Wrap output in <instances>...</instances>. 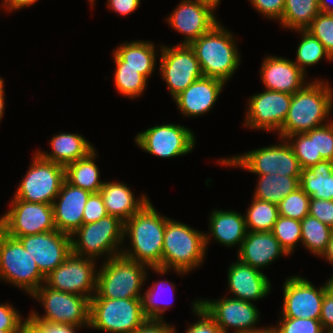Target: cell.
I'll return each instance as SVG.
<instances>
[{
  "mask_svg": "<svg viewBox=\"0 0 333 333\" xmlns=\"http://www.w3.org/2000/svg\"><path fill=\"white\" fill-rule=\"evenodd\" d=\"M45 311L43 316L35 310L30 316L36 322L69 324L89 328L90 300L77 294L54 290L43 283L32 295Z\"/></svg>",
  "mask_w": 333,
  "mask_h": 333,
  "instance_id": "obj_10",
  "label": "cell"
},
{
  "mask_svg": "<svg viewBox=\"0 0 333 333\" xmlns=\"http://www.w3.org/2000/svg\"><path fill=\"white\" fill-rule=\"evenodd\" d=\"M22 315L9 303L0 304V330H20Z\"/></svg>",
  "mask_w": 333,
  "mask_h": 333,
  "instance_id": "obj_49",
  "label": "cell"
},
{
  "mask_svg": "<svg viewBox=\"0 0 333 333\" xmlns=\"http://www.w3.org/2000/svg\"><path fill=\"white\" fill-rule=\"evenodd\" d=\"M45 279L22 243L0 229V280L32 295Z\"/></svg>",
  "mask_w": 333,
  "mask_h": 333,
  "instance_id": "obj_9",
  "label": "cell"
},
{
  "mask_svg": "<svg viewBox=\"0 0 333 333\" xmlns=\"http://www.w3.org/2000/svg\"><path fill=\"white\" fill-rule=\"evenodd\" d=\"M225 84L222 80L203 76L173 100L185 117H198L212 110Z\"/></svg>",
  "mask_w": 333,
  "mask_h": 333,
  "instance_id": "obj_24",
  "label": "cell"
},
{
  "mask_svg": "<svg viewBox=\"0 0 333 333\" xmlns=\"http://www.w3.org/2000/svg\"><path fill=\"white\" fill-rule=\"evenodd\" d=\"M134 139L146 153L166 159L189 154L196 144L194 132L172 123L155 125L139 132Z\"/></svg>",
  "mask_w": 333,
  "mask_h": 333,
  "instance_id": "obj_15",
  "label": "cell"
},
{
  "mask_svg": "<svg viewBox=\"0 0 333 333\" xmlns=\"http://www.w3.org/2000/svg\"><path fill=\"white\" fill-rule=\"evenodd\" d=\"M89 2H90V5H91V6H94V5H95V0H89Z\"/></svg>",
  "mask_w": 333,
  "mask_h": 333,
  "instance_id": "obj_64",
  "label": "cell"
},
{
  "mask_svg": "<svg viewBox=\"0 0 333 333\" xmlns=\"http://www.w3.org/2000/svg\"><path fill=\"white\" fill-rule=\"evenodd\" d=\"M299 187L311 198L333 200V161L301 169Z\"/></svg>",
  "mask_w": 333,
  "mask_h": 333,
  "instance_id": "obj_30",
  "label": "cell"
},
{
  "mask_svg": "<svg viewBox=\"0 0 333 333\" xmlns=\"http://www.w3.org/2000/svg\"><path fill=\"white\" fill-rule=\"evenodd\" d=\"M279 139L280 144L258 148L229 158H221L217 163L226 167H240L255 175L278 174L300 177L301 167L291 146L285 138L279 137Z\"/></svg>",
  "mask_w": 333,
  "mask_h": 333,
  "instance_id": "obj_8",
  "label": "cell"
},
{
  "mask_svg": "<svg viewBox=\"0 0 333 333\" xmlns=\"http://www.w3.org/2000/svg\"><path fill=\"white\" fill-rule=\"evenodd\" d=\"M166 20L170 27L184 35V40L179 44L186 45L204 35L219 22L214 10L198 0L180 1Z\"/></svg>",
  "mask_w": 333,
  "mask_h": 333,
  "instance_id": "obj_20",
  "label": "cell"
},
{
  "mask_svg": "<svg viewBox=\"0 0 333 333\" xmlns=\"http://www.w3.org/2000/svg\"><path fill=\"white\" fill-rule=\"evenodd\" d=\"M277 325L269 328L273 333H326L320 320L302 318H279Z\"/></svg>",
  "mask_w": 333,
  "mask_h": 333,
  "instance_id": "obj_43",
  "label": "cell"
},
{
  "mask_svg": "<svg viewBox=\"0 0 333 333\" xmlns=\"http://www.w3.org/2000/svg\"><path fill=\"white\" fill-rule=\"evenodd\" d=\"M331 276L332 277H330L329 282H330L331 287L333 288V274H331Z\"/></svg>",
  "mask_w": 333,
  "mask_h": 333,
  "instance_id": "obj_62",
  "label": "cell"
},
{
  "mask_svg": "<svg viewBox=\"0 0 333 333\" xmlns=\"http://www.w3.org/2000/svg\"><path fill=\"white\" fill-rule=\"evenodd\" d=\"M320 322L322 327L327 332L333 329V288L330 287L324 294Z\"/></svg>",
  "mask_w": 333,
  "mask_h": 333,
  "instance_id": "obj_50",
  "label": "cell"
},
{
  "mask_svg": "<svg viewBox=\"0 0 333 333\" xmlns=\"http://www.w3.org/2000/svg\"><path fill=\"white\" fill-rule=\"evenodd\" d=\"M175 286L176 285L174 283L172 284L171 281L169 282L168 280H161L153 282V285L144 291L142 296V303L144 314L148 319L164 320L163 314L169 307H171L172 302H169V300L165 301V298L162 299V297L166 292L168 293L167 296L170 295V301H172L174 291L176 290Z\"/></svg>",
  "mask_w": 333,
  "mask_h": 333,
  "instance_id": "obj_35",
  "label": "cell"
},
{
  "mask_svg": "<svg viewBox=\"0 0 333 333\" xmlns=\"http://www.w3.org/2000/svg\"><path fill=\"white\" fill-rule=\"evenodd\" d=\"M280 256L288 254L271 231H248L237 252L238 260L259 270H263Z\"/></svg>",
  "mask_w": 333,
  "mask_h": 333,
  "instance_id": "obj_25",
  "label": "cell"
},
{
  "mask_svg": "<svg viewBox=\"0 0 333 333\" xmlns=\"http://www.w3.org/2000/svg\"><path fill=\"white\" fill-rule=\"evenodd\" d=\"M156 47L151 41L134 40L123 42L113 51L116 68H132L138 70L147 80L156 68Z\"/></svg>",
  "mask_w": 333,
  "mask_h": 333,
  "instance_id": "obj_28",
  "label": "cell"
},
{
  "mask_svg": "<svg viewBox=\"0 0 333 333\" xmlns=\"http://www.w3.org/2000/svg\"><path fill=\"white\" fill-rule=\"evenodd\" d=\"M310 198L300 187L297 188L280 201L279 215L301 221L309 215Z\"/></svg>",
  "mask_w": 333,
  "mask_h": 333,
  "instance_id": "obj_41",
  "label": "cell"
},
{
  "mask_svg": "<svg viewBox=\"0 0 333 333\" xmlns=\"http://www.w3.org/2000/svg\"><path fill=\"white\" fill-rule=\"evenodd\" d=\"M192 312L198 316L197 322L187 326L185 333H223L222 329L216 322L206 313V311L198 305V300H193ZM176 333V328H175Z\"/></svg>",
  "mask_w": 333,
  "mask_h": 333,
  "instance_id": "obj_45",
  "label": "cell"
},
{
  "mask_svg": "<svg viewBox=\"0 0 333 333\" xmlns=\"http://www.w3.org/2000/svg\"><path fill=\"white\" fill-rule=\"evenodd\" d=\"M46 277L72 253L71 235L57 229L17 238Z\"/></svg>",
  "mask_w": 333,
  "mask_h": 333,
  "instance_id": "obj_19",
  "label": "cell"
},
{
  "mask_svg": "<svg viewBox=\"0 0 333 333\" xmlns=\"http://www.w3.org/2000/svg\"><path fill=\"white\" fill-rule=\"evenodd\" d=\"M233 32L220 22L189 45L199 61L204 77L227 83L240 65V53Z\"/></svg>",
  "mask_w": 333,
  "mask_h": 333,
  "instance_id": "obj_4",
  "label": "cell"
},
{
  "mask_svg": "<svg viewBox=\"0 0 333 333\" xmlns=\"http://www.w3.org/2000/svg\"><path fill=\"white\" fill-rule=\"evenodd\" d=\"M168 217L160 215L151 201L124 222L123 237L131 244L122 249L121 255L149 268H161L164 231Z\"/></svg>",
  "mask_w": 333,
  "mask_h": 333,
  "instance_id": "obj_1",
  "label": "cell"
},
{
  "mask_svg": "<svg viewBox=\"0 0 333 333\" xmlns=\"http://www.w3.org/2000/svg\"><path fill=\"white\" fill-rule=\"evenodd\" d=\"M262 333H273V331L268 327L264 332Z\"/></svg>",
  "mask_w": 333,
  "mask_h": 333,
  "instance_id": "obj_63",
  "label": "cell"
},
{
  "mask_svg": "<svg viewBox=\"0 0 333 333\" xmlns=\"http://www.w3.org/2000/svg\"><path fill=\"white\" fill-rule=\"evenodd\" d=\"M175 327L169 325L164 320H151L148 319L143 325L137 328L132 333H175Z\"/></svg>",
  "mask_w": 333,
  "mask_h": 333,
  "instance_id": "obj_51",
  "label": "cell"
},
{
  "mask_svg": "<svg viewBox=\"0 0 333 333\" xmlns=\"http://www.w3.org/2000/svg\"><path fill=\"white\" fill-rule=\"evenodd\" d=\"M327 333H333V329L328 330Z\"/></svg>",
  "mask_w": 333,
  "mask_h": 333,
  "instance_id": "obj_65",
  "label": "cell"
},
{
  "mask_svg": "<svg viewBox=\"0 0 333 333\" xmlns=\"http://www.w3.org/2000/svg\"><path fill=\"white\" fill-rule=\"evenodd\" d=\"M50 142L51 152L37 153L45 160L66 166L71 162L85 158L95 148L84 136L75 133L59 132L54 135Z\"/></svg>",
  "mask_w": 333,
  "mask_h": 333,
  "instance_id": "obj_29",
  "label": "cell"
},
{
  "mask_svg": "<svg viewBox=\"0 0 333 333\" xmlns=\"http://www.w3.org/2000/svg\"><path fill=\"white\" fill-rule=\"evenodd\" d=\"M205 233L172 218L166 220L161 268H151L158 275L175 271L186 275L200 267L206 253Z\"/></svg>",
  "mask_w": 333,
  "mask_h": 333,
  "instance_id": "obj_3",
  "label": "cell"
},
{
  "mask_svg": "<svg viewBox=\"0 0 333 333\" xmlns=\"http://www.w3.org/2000/svg\"><path fill=\"white\" fill-rule=\"evenodd\" d=\"M123 232L124 222L111 215L93 223L82 224L71 235L72 253L96 261L102 255H106L105 261L119 256L123 247L121 245L125 243Z\"/></svg>",
  "mask_w": 333,
  "mask_h": 333,
  "instance_id": "obj_6",
  "label": "cell"
},
{
  "mask_svg": "<svg viewBox=\"0 0 333 333\" xmlns=\"http://www.w3.org/2000/svg\"><path fill=\"white\" fill-rule=\"evenodd\" d=\"M292 95L265 89L248 98L245 127L278 134L290 108Z\"/></svg>",
  "mask_w": 333,
  "mask_h": 333,
  "instance_id": "obj_18",
  "label": "cell"
},
{
  "mask_svg": "<svg viewBox=\"0 0 333 333\" xmlns=\"http://www.w3.org/2000/svg\"><path fill=\"white\" fill-rule=\"evenodd\" d=\"M147 320L142 298L90 299V329L107 333H132Z\"/></svg>",
  "mask_w": 333,
  "mask_h": 333,
  "instance_id": "obj_7",
  "label": "cell"
},
{
  "mask_svg": "<svg viewBox=\"0 0 333 333\" xmlns=\"http://www.w3.org/2000/svg\"><path fill=\"white\" fill-rule=\"evenodd\" d=\"M199 2H202L203 4L209 5L214 11L216 8H218V5L220 4V0H198Z\"/></svg>",
  "mask_w": 333,
  "mask_h": 333,
  "instance_id": "obj_58",
  "label": "cell"
},
{
  "mask_svg": "<svg viewBox=\"0 0 333 333\" xmlns=\"http://www.w3.org/2000/svg\"><path fill=\"white\" fill-rule=\"evenodd\" d=\"M131 190L128 185L122 182H104L99 193L103 198L108 215L118 217L122 222H126L150 201L145 194L136 198Z\"/></svg>",
  "mask_w": 333,
  "mask_h": 333,
  "instance_id": "obj_27",
  "label": "cell"
},
{
  "mask_svg": "<svg viewBox=\"0 0 333 333\" xmlns=\"http://www.w3.org/2000/svg\"><path fill=\"white\" fill-rule=\"evenodd\" d=\"M103 262L97 272L96 293L92 298H142L141 290L151 268L122 255Z\"/></svg>",
  "mask_w": 333,
  "mask_h": 333,
  "instance_id": "obj_5",
  "label": "cell"
},
{
  "mask_svg": "<svg viewBox=\"0 0 333 333\" xmlns=\"http://www.w3.org/2000/svg\"><path fill=\"white\" fill-rule=\"evenodd\" d=\"M4 80L0 76V96L4 93Z\"/></svg>",
  "mask_w": 333,
  "mask_h": 333,
  "instance_id": "obj_60",
  "label": "cell"
},
{
  "mask_svg": "<svg viewBox=\"0 0 333 333\" xmlns=\"http://www.w3.org/2000/svg\"><path fill=\"white\" fill-rule=\"evenodd\" d=\"M209 232L205 233V245L206 249L210 243V237L218 241L226 247L238 246V250L241 243L246 237L247 228L245 222V216L234 210H212L209 218Z\"/></svg>",
  "mask_w": 333,
  "mask_h": 333,
  "instance_id": "obj_26",
  "label": "cell"
},
{
  "mask_svg": "<svg viewBox=\"0 0 333 333\" xmlns=\"http://www.w3.org/2000/svg\"><path fill=\"white\" fill-rule=\"evenodd\" d=\"M331 287L329 279L316 288L308 279L291 275L283 284L281 318L319 320L325 292Z\"/></svg>",
  "mask_w": 333,
  "mask_h": 333,
  "instance_id": "obj_17",
  "label": "cell"
},
{
  "mask_svg": "<svg viewBox=\"0 0 333 333\" xmlns=\"http://www.w3.org/2000/svg\"><path fill=\"white\" fill-rule=\"evenodd\" d=\"M19 333H47L46 330L36 322L30 315L22 322Z\"/></svg>",
  "mask_w": 333,
  "mask_h": 333,
  "instance_id": "obj_54",
  "label": "cell"
},
{
  "mask_svg": "<svg viewBox=\"0 0 333 333\" xmlns=\"http://www.w3.org/2000/svg\"><path fill=\"white\" fill-rule=\"evenodd\" d=\"M198 305L216 322L223 333L230 332V327L235 333H262L268 328L257 327L260 313L252 302L229 296L218 300L199 299Z\"/></svg>",
  "mask_w": 333,
  "mask_h": 333,
  "instance_id": "obj_14",
  "label": "cell"
},
{
  "mask_svg": "<svg viewBox=\"0 0 333 333\" xmlns=\"http://www.w3.org/2000/svg\"><path fill=\"white\" fill-rule=\"evenodd\" d=\"M47 333H76L77 329H81L80 326L69 324H58L51 322H38Z\"/></svg>",
  "mask_w": 333,
  "mask_h": 333,
  "instance_id": "obj_53",
  "label": "cell"
},
{
  "mask_svg": "<svg viewBox=\"0 0 333 333\" xmlns=\"http://www.w3.org/2000/svg\"><path fill=\"white\" fill-rule=\"evenodd\" d=\"M114 82L117 93L126 98H139L147 88V79L132 68H115Z\"/></svg>",
  "mask_w": 333,
  "mask_h": 333,
  "instance_id": "obj_39",
  "label": "cell"
},
{
  "mask_svg": "<svg viewBox=\"0 0 333 333\" xmlns=\"http://www.w3.org/2000/svg\"><path fill=\"white\" fill-rule=\"evenodd\" d=\"M301 243L314 256L325 252L333 230L317 218L307 215L301 221Z\"/></svg>",
  "mask_w": 333,
  "mask_h": 333,
  "instance_id": "obj_34",
  "label": "cell"
},
{
  "mask_svg": "<svg viewBox=\"0 0 333 333\" xmlns=\"http://www.w3.org/2000/svg\"><path fill=\"white\" fill-rule=\"evenodd\" d=\"M96 260L71 253L46 276L45 284L58 291L77 294L89 300L96 293Z\"/></svg>",
  "mask_w": 333,
  "mask_h": 333,
  "instance_id": "obj_16",
  "label": "cell"
},
{
  "mask_svg": "<svg viewBox=\"0 0 333 333\" xmlns=\"http://www.w3.org/2000/svg\"><path fill=\"white\" fill-rule=\"evenodd\" d=\"M91 192L63 181L53 202L55 228L72 235L83 224L85 204Z\"/></svg>",
  "mask_w": 333,
  "mask_h": 333,
  "instance_id": "obj_21",
  "label": "cell"
},
{
  "mask_svg": "<svg viewBox=\"0 0 333 333\" xmlns=\"http://www.w3.org/2000/svg\"><path fill=\"white\" fill-rule=\"evenodd\" d=\"M298 159L301 169L309 168L323 161L322 157H316L315 128L305 133H296L285 137Z\"/></svg>",
  "mask_w": 333,
  "mask_h": 333,
  "instance_id": "obj_38",
  "label": "cell"
},
{
  "mask_svg": "<svg viewBox=\"0 0 333 333\" xmlns=\"http://www.w3.org/2000/svg\"><path fill=\"white\" fill-rule=\"evenodd\" d=\"M108 215L103 198L99 192L91 193L83 212V224H89Z\"/></svg>",
  "mask_w": 333,
  "mask_h": 333,
  "instance_id": "obj_46",
  "label": "cell"
},
{
  "mask_svg": "<svg viewBox=\"0 0 333 333\" xmlns=\"http://www.w3.org/2000/svg\"><path fill=\"white\" fill-rule=\"evenodd\" d=\"M96 148L85 158L71 162L65 166V180L71 185L97 193L105 181H100V170L95 163Z\"/></svg>",
  "mask_w": 333,
  "mask_h": 333,
  "instance_id": "obj_31",
  "label": "cell"
},
{
  "mask_svg": "<svg viewBox=\"0 0 333 333\" xmlns=\"http://www.w3.org/2000/svg\"><path fill=\"white\" fill-rule=\"evenodd\" d=\"M256 176L259 179L257 178L258 182L253 197L276 205L288 194L299 188L300 177H289L278 174Z\"/></svg>",
  "mask_w": 333,
  "mask_h": 333,
  "instance_id": "obj_32",
  "label": "cell"
},
{
  "mask_svg": "<svg viewBox=\"0 0 333 333\" xmlns=\"http://www.w3.org/2000/svg\"><path fill=\"white\" fill-rule=\"evenodd\" d=\"M318 5L320 12L333 14V5L328 0H318Z\"/></svg>",
  "mask_w": 333,
  "mask_h": 333,
  "instance_id": "obj_57",
  "label": "cell"
},
{
  "mask_svg": "<svg viewBox=\"0 0 333 333\" xmlns=\"http://www.w3.org/2000/svg\"><path fill=\"white\" fill-rule=\"evenodd\" d=\"M320 12L318 0H285L281 27L305 30Z\"/></svg>",
  "mask_w": 333,
  "mask_h": 333,
  "instance_id": "obj_33",
  "label": "cell"
},
{
  "mask_svg": "<svg viewBox=\"0 0 333 333\" xmlns=\"http://www.w3.org/2000/svg\"><path fill=\"white\" fill-rule=\"evenodd\" d=\"M228 291L236 299L257 301L266 297L271 291V282L264 273L237 259L230 264L227 271Z\"/></svg>",
  "mask_w": 333,
  "mask_h": 333,
  "instance_id": "obj_23",
  "label": "cell"
},
{
  "mask_svg": "<svg viewBox=\"0 0 333 333\" xmlns=\"http://www.w3.org/2000/svg\"><path fill=\"white\" fill-rule=\"evenodd\" d=\"M261 82L267 90L293 95L308 82L306 74L292 61L277 56H266L260 69Z\"/></svg>",
  "mask_w": 333,
  "mask_h": 333,
  "instance_id": "obj_22",
  "label": "cell"
},
{
  "mask_svg": "<svg viewBox=\"0 0 333 333\" xmlns=\"http://www.w3.org/2000/svg\"><path fill=\"white\" fill-rule=\"evenodd\" d=\"M38 0H3L2 8L4 7L5 11L13 12L25 7H30L34 5Z\"/></svg>",
  "mask_w": 333,
  "mask_h": 333,
  "instance_id": "obj_55",
  "label": "cell"
},
{
  "mask_svg": "<svg viewBox=\"0 0 333 333\" xmlns=\"http://www.w3.org/2000/svg\"><path fill=\"white\" fill-rule=\"evenodd\" d=\"M309 215L333 230V200L310 198Z\"/></svg>",
  "mask_w": 333,
  "mask_h": 333,
  "instance_id": "obj_47",
  "label": "cell"
},
{
  "mask_svg": "<svg viewBox=\"0 0 333 333\" xmlns=\"http://www.w3.org/2000/svg\"><path fill=\"white\" fill-rule=\"evenodd\" d=\"M107 7L121 16L129 15L139 8L141 0H107Z\"/></svg>",
  "mask_w": 333,
  "mask_h": 333,
  "instance_id": "obj_52",
  "label": "cell"
},
{
  "mask_svg": "<svg viewBox=\"0 0 333 333\" xmlns=\"http://www.w3.org/2000/svg\"><path fill=\"white\" fill-rule=\"evenodd\" d=\"M315 80L310 81L292 95L290 108L278 133L279 137L285 138L296 133H305L330 122L333 90L328 80Z\"/></svg>",
  "mask_w": 333,
  "mask_h": 333,
  "instance_id": "obj_2",
  "label": "cell"
},
{
  "mask_svg": "<svg viewBox=\"0 0 333 333\" xmlns=\"http://www.w3.org/2000/svg\"><path fill=\"white\" fill-rule=\"evenodd\" d=\"M302 34V39L297 47L295 64L307 75V66H313L321 59L333 62V58L325 50L324 45L306 30H294Z\"/></svg>",
  "mask_w": 333,
  "mask_h": 333,
  "instance_id": "obj_37",
  "label": "cell"
},
{
  "mask_svg": "<svg viewBox=\"0 0 333 333\" xmlns=\"http://www.w3.org/2000/svg\"><path fill=\"white\" fill-rule=\"evenodd\" d=\"M316 157L333 161V119L315 128Z\"/></svg>",
  "mask_w": 333,
  "mask_h": 333,
  "instance_id": "obj_44",
  "label": "cell"
},
{
  "mask_svg": "<svg viewBox=\"0 0 333 333\" xmlns=\"http://www.w3.org/2000/svg\"><path fill=\"white\" fill-rule=\"evenodd\" d=\"M4 96H6L5 95V92L0 96V122H1V120H2V117H3V115H4V111H5V97Z\"/></svg>",
  "mask_w": 333,
  "mask_h": 333,
  "instance_id": "obj_59",
  "label": "cell"
},
{
  "mask_svg": "<svg viewBox=\"0 0 333 333\" xmlns=\"http://www.w3.org/2000/svg\"><path fill=\"white\" fill-rule=\"evenodd\" d=\"M33 156L31 165L20 181L13 199L53 204L65 180V166L45 160L37 152Z\"/></svg>",
  "mask_w": 333,
  "mask_h": 333,
  "instance_id": "obj_11",
  "label": "cell"
},
{
  "mask_svg": "<svg viewBox=\"0 0 333 333\" xmlns=\"http://www.w3.org/2000/svg\"><path fill=\"white\" fill-rule=\"evenodd\" d=\"M20 330H0V333H19Z\"/></svg>",
  "mask_w": 333,
  "mask_h": 333,
  "instance_id": "obj_61",
  "label": "cell"
},
{
  "mask_svg": "<svg viewBox=\"0 0 333 333\" xmlns=\"http://www.w3.org/2000/svg\"><path fill=\"white\" fill-rule=\"evenodd\" d=\"M305 30L317 38L333 58V14L319 12Z\"/></svg>",
  "mask_w": 333,
  "mask_h": 333,
  "instance_id": "obj_42",
  "label": "cell"
},
{
  "mask_svg": "<svg viewBox=\"0 0 333 333\" xmlns=\"http://www.w3.org/2000/svg\"><path fill=\"white\" fill-rule=\"evenodd\" d=\"M271 232L288 255L294 252L298 242L301 243V222L299 220L279 215Z\"/></svg>",
  "mask_w": 333,
  "mask_h": 333,
  "instance_id": "obj_40",
  "label": "cell"
},
{
  "mask_svg": "<svg viewBox=\"0 0 333 333\" xmlns=\"http://www.w3.org/2000/svg\"><path fill=\"white\" fill-rule=\"evenodd\" d=\"M321 257L333 265V233L331 234L327 248Z\"/></svg>",
  "mask_w": 333,
  "mask_h": 333,
  "instance_id": "obj_56",
  "label": "cell"
},
{
  "mask_svg": "<svg viewBox=\"0 0 333 333\" xmlns=\"http://www.w3.org/2000/svg\"><path fill=\"white\" fill-rule=\"evenodd\" d=\"M253 8L270 20L280 21L283 15L285 0H249Z\"/></svg>",
  "mask_w": 333,
  "mask_h": 333,
  "instance_id": "obj_48",
  "label": "cell"
},
{
  "mask_svg": "<svg viewBox=\"0 0 333 333\" xmlns=\"http://www.w3.org/2000/svg\"><path fill=\"white\" fill-rule=\"evenodd\" d=\"M252 199L250 207L247 208L244 215L247 231H272L279 216L278 205L254 197Z\"/></svg>",
  "mask_w": 333,
  "mask_h": 333,
  "instance_id": "obj_36",
  "label": "cell"
},
{
  "mask_svg": "<svg viewBox=\"0 0 333 333\" xmlns=\"http://www.w3.org/2000/svg\"><path fill=\"white\" fill-rule=\"evenodd\" d=\"M159 71L172 99L203 77L200 64L190 45H160Z\"/></svg>",
  "mask_w": 333,
  "mask_h": 333,
  "instance_id": "obj_13",
  "label": "cell"
},
{
  "mask_svg": "<svg viewBox=\"0 0 333 333\" xmlns=\"http://www.w3.org/2000/svg\"><path fill=\"white\" fill-rule=\"evenodd\" d=\"M9 207L0 216V229L10 237L17 239L56 230L52 204L11 199Z\"/></svg>",
  "mask_w": 333,
  "mask_h": 333,
  "instance_id": "obj_12",
  "label": "cell"
}]
</instances>
